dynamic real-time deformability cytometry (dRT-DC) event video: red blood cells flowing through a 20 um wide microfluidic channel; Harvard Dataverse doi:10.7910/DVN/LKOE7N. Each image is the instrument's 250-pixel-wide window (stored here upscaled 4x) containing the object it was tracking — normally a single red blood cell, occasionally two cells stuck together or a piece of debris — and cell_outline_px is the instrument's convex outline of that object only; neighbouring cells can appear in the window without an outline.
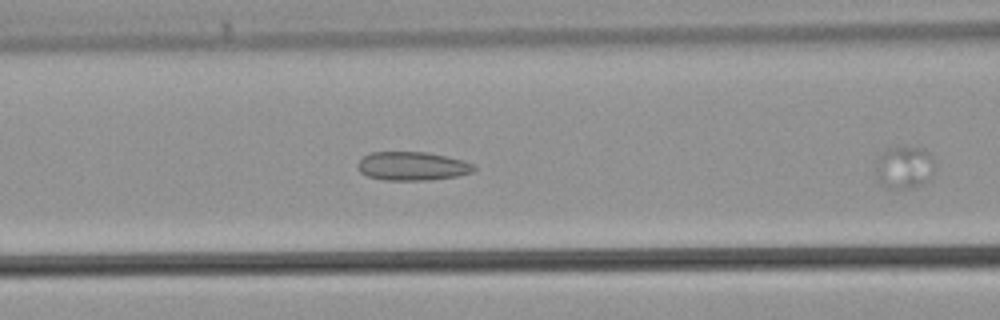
{"species": "common noctule bat (a hibernating species)", "species_latin": "Nyctalus noctula", "temperature_condition": "warm", "stored_images_in_passage": 6, "segment_of_instrument_passage": [1, 2], "camera_frame_rate_fps": 3000, "um_per_image_px": 0.085, "animal": {"sex": "male", "body_mass_g": 21.5, "forearm_length_mm": 52.0}, "frame": {"image": 1, "passage_image": 3, "time_ms": 0.667, "image_size_px": [1000, 320], "cell_outline_px": [[476, 168], [472, 172], [456, 176], [428, 180], [384, 180], [368, 176], [360, 172], [356, 164], [364, 156], [372, 152], [428, 152], [464, 160], [476, 164]], "centroid_in_image_um": [35.07, 14.11], "position_along_channel_um": 131.5, "area_um2": 19.48}}
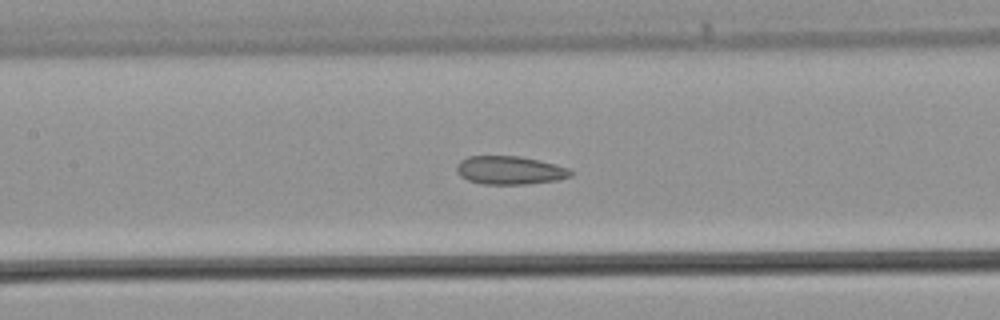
{"frame": {"image": 2, "passage_image": 5, "time_ms": 1.333, "image_size_px": [1000, 320], "cell_outline_px": [[576, 172], [572, 176], [556, 180], [528, 184], [484, 184], [468, 180], [460, 176], [456, 172], [456, 164], [460, 160], [468, 156], [520, 156], [556, 164], [568, 168]], "centroid_in_image_um": [43.34, 14.47], "position_along_channel_um": 164.1, "area_um2": 19.02}}